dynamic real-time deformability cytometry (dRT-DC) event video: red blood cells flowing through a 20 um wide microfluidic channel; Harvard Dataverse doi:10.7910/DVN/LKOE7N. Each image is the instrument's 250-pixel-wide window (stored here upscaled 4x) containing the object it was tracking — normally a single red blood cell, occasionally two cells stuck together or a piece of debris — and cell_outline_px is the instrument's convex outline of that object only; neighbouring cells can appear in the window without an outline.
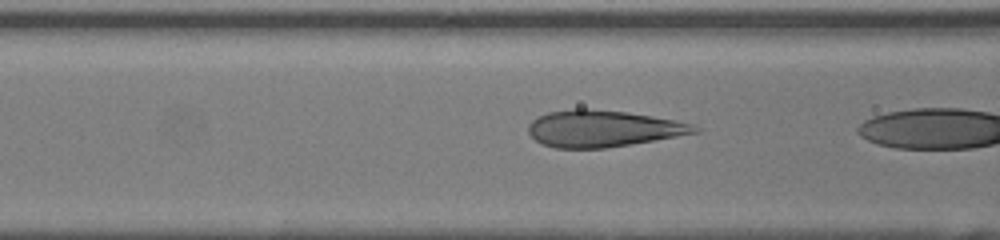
{"species": "human", "species_latin": "Homo sapiens", "temperature_condition": "room temperature", "stored_images_in_passage": 7, "camera_frame_rate_fps": 3000, "um_per_image_px": 0.085, "donor": {"sex": "female"}, "frame": {"image": 1, "passage_image": 6, "time_ms": 1.667, "image_size_px": [1000, 240], "cell_outline_px": [[700, 132], [604, 148], [556, 148], [540, 144], [528, 132], [528, 124], [536, 116], [548, 112], [576, 108], [584, 108], [628, 112], [676, 120], [692, 124], [700, 128]], "centroid_in_image_um": [51.2, 10.92], "position_along_channel_um": 115.4, "area_um2": 35.37}}